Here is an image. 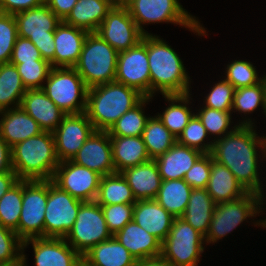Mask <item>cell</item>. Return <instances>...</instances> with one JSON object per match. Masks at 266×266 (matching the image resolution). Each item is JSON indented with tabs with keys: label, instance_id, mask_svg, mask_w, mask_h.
Returning a JSON list of instances; mask_svg holds the SVG:
<instances>
[{
	"label": "cell",
	"instance_id": "7a4b0ae2",
	"mask_svg": "<svg viewBox=\"0 0 266 266\" xmlns=\"http://www.w3.org/2000/svg\"><path fill=\"white\" fill-rule=\"evenodd\" d=\"M151 97L190 93V76L179 55L157 35L147 34ZM157 91V92H156Z\"/></svg>",
	"mask_w": 266,
	"mask_h": 266
},
{
	"label": "cell",
	"instance_id": "30bf717a",
	"mask_svg": "<svg viewBox=\"0 0 266 266\" xmlns=\"http://www.w3.org/2000/svg\"><path fill=\"white\" fill-rule=\"evenodd\" d=\"M206 245L204 236L182 218H175L161 244V256L174 266H198Z\"/></svg>",
	"mask_w": 266,
	"mask_h": 266
},
{
	"label": "cell",
	"instance_id": "9a60e30c",
	"mask_svg": "<svg viewBox=\"0 0 266 266\" xmlns=\"http://www.w3.org/2000/svg\"><path fill=\"white\" fill-rule=\"evenodd\" d=\"M101 175L71 160L60 162L55 169L52 182L61 190L81 201H95L99 191Z\"/></svg>",
	"mask_w": 266,
	"mask_h": 266
},
{
	"label": "cell",
	"instance_id": "f35d334b",
	"mask_svg": "<svg viewBox=\"0 0 266 266\" xmlns=\"http://www.w3.org/2000/svg\"><path fill=\"white\" fill-rule=\"evenodd\" d=\"M260 106L262 107L266 117L265 89L263 80L253 86L235 89L231 111L232 114L233 112H238V114L244 113V115H249L255 112V110Z\"/></svg>",
	"mask_w": 266,
	"mask_h": 266
},
{
	"label": "cell",
	"instance_id": "6f0895ef",
	"mask_svg": "<svg viewBox=\"0 0 266 266\" xmlns=\"http://www.w3.org/2000/svg\"><path fill=\"white\" fill-rule=\"evenodd\" d=\"M114 6H125L129 0H109Z\"/></svg>",
	"mask_w": 266,
	"mask_h": 266
},
{
	"label": "cell",
	"instance_id": "2e32d148",
	"mask_svg": "<svg viewBox=\"0 0 266 266\" xmlns=\"http://www.w3.org/2000/svg\"><path fill=\"white\" fill-rule=\"evenodd\" d=\"M96 33L118 53L134 47L145 35L138 28L125 6H114Z\"/></svg>",
	"mask_w": 266,
	"mask_h": 266
},
{
	"label": "cell",
	"instance_id": "7dc6e473",
	"mask_svg": "<svg viewBox=\"0 0 266 266\" xmlns=\"http://www.w3.org/2000/svg\"><path fill=\"white\" fill-rule=\"evenodd\" d=\"M22 257V240L16 232L0 224V264L14 263Z\"/></svg>",
	"mask_w": 266,
	"mask_h": 266
},
{
	"label": "cell",
	"instance_id": "7c38bea8",
	"mask_svg": "<svg viewBox=\"0 0 266 266\" xmlns=\"http://www.w3.org/2000/svg\"><path fill=\"white\" fill-rule=\"evenodd\" d=\"M48 199V180H22V208L18 237L24 241L44 237V216Z\"/></svg>",
	"mask_w": 266,
	"mask_h": 266
},
{
	"label": "cell",
	"instance_id": "484cf974",
	"mask_svg": "<svg viewBox=\"0 0 266 266\" xmlns=\"http://www.w3.org/2000/svg\"><path fill=\"white\" fill-rule=\"evenodd\" d=\"M114 237L137 259L161 255L162 242L134 220L128 222Z\"/></svg>",
	"mask_w": 266,
	"mask_h": 266
},
{
	"label": "cell",
	"instance_id": "e575fe53",
	"mask_svg": "<svg viewBox=\"0 0 266 266\" xmlns=\"http://www.w3.org/2000/svg\"><path fill=\"white\" fill-rule=\"evenodd\" d=\"M142 139L152 160L163 155L177 142V138L164 126L157 115L150 116L148 119Z\"/></svg>",
	"mask_w": 266,
	"mask_h": 266
},
{
	"label": "cell",
	"instance_id": "8992f818",
	"mask_svg": "<svg viewBox=\"0 0 266 266\" xmlns=\"http://www.w3.org/2000/svg\"><path fill=\"white\" fill-rule=\"evenodd\" d=\"M125 7L144 34H151L144 25L165 22L188 28L196 36H207L206 28L183 8L179 0H129Z\"/></svg>",
	"mask_w": 266,
	"mask_h": 266
},
{
	"label": "cell",
	"instance_id": "680465c9",
	"mask_svg": "<svg viewBox=\"0 0 266 266\" xmlns=\"http://www.w3.org/2000/svg\"><path fill=\"white\" fill-rule=\"evenodd\" d=\"M255 226H260V227H263V228H266V218L263 220H257L255 222H253Z\"/></svg>",
	"mask_w": 266,
	"mask_h": 266
},
{
	"label": "cell",
	"instance_id": "f6af8a7d",
	"mask_svg": "<svg viewBox=\"0 0 266 266\" xmlns=\"http://www.w3.org/2000/svg\"><path fill=\"white\" fill-rule=\"evenodd\" d=\"M204 99V107L231 112L234 98V86L225 78L215 83Z\"/></svg>",
	"mask_w": 266,
	"mask_h": 266
},
{
	"label": "cell",
	"instance_id": "3957f363",
	"mask_svg": "<svg viewBox=\"0 0 266 266\" xmlns=\"http://www.w3.org/2000/svg\"><path fill=\"white\" fill-rule=\"evenodd\" d=\"M144 98L138 90L116 81L97 85L88 88L85 113L95 130L108 131Z\"/></svg>",
	"mask_w": 266,
	"mask_h": 266
},
{
	"label": "cell",
	"instance_id": "d6a6232c",
	"mask_svg": "<svg viewBox=\"0 0 266 266\" xmlns=\"http://www.w3.org/2000/svg\"><path fill=\"white\" fill-rule=\"evenodd\" d=\"M193 188L184 180L162 181L155 200L174 218L185 212Z\"/></svg>",
	"mask_w": 266,
	"mask_h": 266
},
{
	"label": "cell",
	"instance_id": "db71d44e",
	"mask_svg": "<svg viewBox=\"0 0 266 266\" xmlns=\"http://www.w3.org/2000/svg\"><path fill=\"white\" fill-rule=\"evenodd\" d=\"M19 180L15 172L0 174V198Z\"/></svg>",
	"mask_w": 266,
	"mask_h": 266
},
{
	"label": "cell",
	"instance_id": "44dd1931",
	"mask_svg": "<svg viewBox=\"0 0 266 266\" xmlns=\"http://www.w3.org/2000/svg\"><path fill=\"white\" fill-rule=\"evenodd\" d=\"M174 219L155 199L137 200L134 204L133 220L161 242L168 236Z\"/></svg>",
	"mask_w": 266,
	"mask_h": 266
},
{
	"label": "cell",
	"instance_id": "ba28073f",
	"mask_svg": "<svg viewBox=\"0 0 266 266\" xmlns=\"http://www.w3.org/2000/svg\"><path fill=\"white\" fill-rule=\"evenodd\" d=\"M45 82L42 89L66 115L86 111L88 87L73 67H52Z\"/></svg>",
	"mask_w": 266,
	"mask_h": 266
},
{
	"label": "cell",
	"instance_id": "d590c367",
	"mask_svg": "<svg viewBox=\"0 0 266 266\" xmlns=\"http://www.w3.org/2000/svg\"><path fill=\"white\" fill-rule=\"evenodd\" d=\"M26 91L17 67L10 62L0 64V105L4 109L20 107Z\"/></svg>",
	"mask_w": 266,
	"mask_h": 266
},
{
	"label": "cell",
	"instance_id": "ee69618b",
	"mask_svg": "<svg viewBox=\"0 0 266 266\" xmlns=\"http://www.w3.org/2000/svg\"><path fill=\"white\" fill-rule=\"evenodd\" d=\"M17 37L14 15L0 12V64L10 62Z\"/></svg>",
	"mask_w": 266,
	"mask_h": 266
},
{
	"label": "cell",
	"instance_id": "94428289",
	"mask_svg": "<svg viewBox=\"0 0 266 266\" xmlns=\"http://www.w3.org/2000/svg\"><path fill=\"white\" fill-rule=\"evenodd\" d=\"M5 109L0 105V114L4 111Z\"/></svg>",
	"mask_w": 266,
	"mask_h": 266
},
{
	"label": "cell",
	"instance_id": "277c9868",
	"mask_svg": "<svg viewBox=\"0 0 266 266\" xmlns=\"http://www.w3.org/2000/svg\"><path fill=\"white\" fill-rule=\"evenodd\" d=\"M12 170L21 180H52L60 164L54 136L42 131L11 148Z\"/></svg>",
	"mask_w": 266,
	"mask_h": 266
},
{
	"label": "cell",
	"instance_id": "5b68a950",
	"mask_svg": "<svg viewBox=\"0 0 266 266\" xmlns=\"http://www.w3.org/2000/svg\"><path fill=\"white\" fill-rule=\"evenodd\" d=\"M118 52L96 32L88 33L73 67L88 88L114 82Z\"/></svg>",
	"mask_w": 266,
	"mask_h": 266
},
{
	"label": "cell",
	"instance_id": "5bb4252c",
	"mask_svg": "<svg viewBox=\"0 0 266 266\" xmlns=\"http://www.w3.org/2000/svg\"><path fill=\"white\" fill-rule=\"evenodd\" d=\"M115 81L138 90L145 97H151L147 34L134 47L118 53Z\"/></svg>",
	"mask_w": 266,
	"mask_h": 266
},
{
	"label": "cell",
	"instance_id": "4fadbf2b",
	"mask_svg": "<svg viewBox=\"0 0 266 266\" xmlns=\"http://www.w3.org/2000/svg\"><path fill=\"white\" fill-rule=\"evenodd\" d=\"M81 201L48 180V199L44 216V237L65 238L72 230Z\"/></svg>",
	"mask_w": 266,
	"mask_h": 266
},
{
	"label": "cell",
	"instance_id": "836d02e7",
	"mask_svg": "<svg viewBox=\"0 0 266 266\" xmlns=\"http://www.w3.org/2000/svg\"><path fill=\"white\" fill-rule=\"evenodd\" d=\"M99 205L135 204L136 199L127 180L121 173L101 176L95 200Z\"/></svg>",
	"mask_w": 266,
	"mask_h": 266
},
{
	"label": "cell",
	"instance_id": "83f0119b",
	"mask_svg": "<svg viewBox=\"0 0 266 266\" xmlns=\"http://www.w3.org/2000/svg\"><path fill=\"white\" fill-rule=\"evenodd\" d=\"M115 172L150 160L142 136H110Z\"/></svg>",
	"mask_w": 266,
	"mask_h": 266
},
{
	"label": "cell",
	"instance_id": "1f68e13d",
	"mask_svg": "<svg viewBox=\"0 0 266 266\" xmlns=\"http://www.w3.org/2000/svg\"><path fill=\"white\" fill-rule=\"evenodd\" d=\"M191 93L163 95L169 104L163 113H158V118L164 126L176 137L182 133L189 120L195 114L189 107Z\"/></svg>",
	"mask_w": 266,
	"mask_h": 266
},
{
	"label": "cell",
	"instance_id": "74e56055",
	"mask_svg": "<svg viewBox=\"0 0 266 266\" xmlns=\"http://www.w3.org/2000/svg\"><path fill=\"white\" fill-rule=\"evenodd\" d=\"M22 208V180L20 179L0 198V224L16 232Z\"/></svg>",
	"mask_w": 266,
	"mask_h": 266
},
{
	"label": "cell",
	"instance_id": "f1b7e54d",
	"mask_svg": "<svg viewBox=\"0 0 266 266\" xmlns=\"http://www.w3.org/2000/svg\"><path fill=\"white\" fill-rule=\"evenodd\" d=\"M82 260L83 266H135L137 261L114 236L92 247Z\"/></svg>",
	"mask_w": 266,
	"mask_h": 266
},
{
	"label": "cell",
	"instance_id": "4316f807",
	"mask_svg": "<svg viewBox=\"0 0 266 266\" xmlns=\"http://www.w3.org/2000/svg\"><path fill=\"white\" fill-rule=\"evenodd\" d=\"M113 7L109 0H78L63 22L94 33Z\"/></svg>",
	"mask_w": 266,
	"mask_h": 266
},
{
	"label": "cell",
	"instance_id": "b9f144b4",
	"mask_svg": "<svg viewBox=\"0 0 266 266\" xmlns=\"http://www.w3.org/2000/svg\"><path fill=\"white\" fill-rule=\"evenodd\" d=\"M226 66L224 77L235 89L253 86L263 80V76H258L256 66L250 61L234 60Z\"/></svg>",
	"mask_w": 266,
	"mask_h": 266
},
{
	"label": "cell",
	"instance_id": "f5cc1de1",
	"mask_svg": "<svg viewBox=\"0 0 266 266\" xmlns=\"http://www.w3.org/2000/svg\"><path fill=\"white\" fill-rule=\"evenodd\" d=\"M14 172L12 170L11 147L0 136V174Z\"/></svg>",
	"mask_w": 266,
	"mask_h": 266
},
{
	"label": "cell",
	"instance_id": "e0dca14e",
	"mask_svg": "<svg viewBox=\"0 0 266 266\" xmlns=\"http://www.w3.org/2000/svg\"><path fill=\"white\" fill-rule=\"evenodd\" d=\"M32 244L35 266H83L82 256L65 238L35 237L22 241V258L27 265L26 247Z\"/></svg>",
	"mask_w": 266,
	"mask_h": 266
},
{
	"label": "cell",
	"instance_id": "ab89813d",
	"mask_svg": "<svg viewBox=\"0 0 266 266\" xmlns=\"http://www.w3.org/2000/svg\"><path fill=\"white\" fill-rule=\"evenodd\" d=\"M201 120L203 126L206 128L208 135L215 136L213 141L222 138L224 135L232 132L239 124L233 127L232 125V112H226L207 107H202L196 113ZM232 129H231V128ZM230 129V130H229Z\"/></svg>",
	"mask_w": 266,
	"mask_h": 266
},
{
	"label": "cell",
	"instance_id": "52a82bcc",
	"mask_svg": "<svg viewBox=\"0 0 266 266\" xmlns=\"http://www.w3.org/2000/svg\"><path fill=\"white\" fill-rule=\"evenodd\" d=\"M263 204L266 202H262V196L253 192H247L232 201L216 204L204 241L207 245L215 244L248 218L259 216L263 206L265 207Z\"/></svg>",
	"mask_w": 266,
	"mask_h": 266
},
{
	"label": "cell",
	"instance_id": "7402d4cb",
	"mask_svg": "<svg viewBox=\"0 0 266 266\" xmlns=\"http://www.w3.org/2000/svg\"><path fill=\"white\" fill-rule=\"evenodd\" d=\"M88 32L63 21L54 31V67H74Z\"/></svg>",
	"mask_w": 266,
	"mask_h": 266
},
{
	"label": "cell",
	"instance_id": "ac0fdd59",
	"mask_svg": "<svg viewBox=\"0 0 266 266\" xmlns=\"http://www.w3.org/2000/svg\"><path fill=\"white\" fill-rule=\"evenodd\" d=\"M94 131L85 112L65 115L52 132L58 160H71Z\"/></svg>",
	"mask_w": 266,
	"mask_h": 266
},
{
	"label": "cell",
	"instance_id": "c3c4849f",
	"mask_svg": "<svg viewBox=\"0 0 266 266\" xmlns=\"http://www.w3.org/2000/svg\"><path fill=\"white\" fill-rule=\"evenodd\" d=\"M212 155L203 154L186 172L184 180L193 188H206L211 175Z\"/></svg>",
	"mask_w": 266,
	"mask_h": 266
},
{
	"label": "cell",
	"instance_id": "f546056e",
	"mask_svg": "<svg viewBox=\"0 0 266 266\" xmlns=\"http://www.w3.org/2000/svg\"><path fill=\"white\" fill-rule=\"evenodd\" d=\"M206 190L216 204L238 199L247 193L233 173L215 160L211 162Z\"/></svg>",
	"mask_w": 266,
	"mask_h": 266
},
{
	"label": "cell",
	"instance_id": "4dcf8cb0",
	"mask_svg": "<svg viewBox=\"0 0 266 266\" xmlns=\"http://www.w3.org/2000/svg\"><path fill=\"white\" fill-rule=\"evenodd\" d=\"M216 203L206 188L193 189L185 212L180 218L189 223L204 237L208 232Z\"/></svg>",
	"mask_w": 266,
	"mask_h": 266
},
{
	"label": "cell",
	"instance_id": "ffe728a7",
	"mask_svg": "<svg viewBox=\"0 0 266 266\" xmlns=\"http://www.w3.org/2000/svg\"><path fill=\"white\" fill-rule=\"evenodd\" d=\"M20 107L38 123L43 131L53 132L66 115L42 88L27 89Z\"/></svg>",
	"mask_w": 266,
	"mask_h": 266
},
{
	"label": "cell",
	"instance_id": "60d3db41",
	"mask_svg": "<svg viewBox=\"0 0 266 266\" xmlns=\"http://www.w3.org/2000/svg\"><path fill=\"white\" fill-rule=\"evenodd\" d=\"M206 128L196 114L189 120L188 125L183 129L177 138V143L183 146L199 150L203 154H209L213 147V138L209 140ZM208 140H207V139ZM206 139V141H205ZM209 141V142H208ZM206 142V143H205Z\"/></svg>",
	"mask_w": 266,
	"mask_h": 266
},
{
	"label": "cell",
	"instance_id": "681fc988",
	"mask_svg": "<svg viewBox=\"0 0 266 266\" xmlns=\"http://www.w3.org/2000/svg\"><path fill=\"white\" fill-rule=\"evenodd\" d=\"M34 60H45L41 57L38 48L28 39L17 37L14 44L10 63L20 64L22 62H34Z\"/></svg>",
	"mask_w": 266,
	"mask_h": 266
},
{
	"label": "cell",
	"instance_id": "8fae6325",
	"mask_svg": "<svg viewBox=\"0 0 266 266\" xmlns=\"http://www.w3.org/2000/svg\"><path fill=\"white\" fill-rule=\"evenodd\" d=\"M111 237L101 205L96 201H85L81 204L73 228L65 239L83 256L92 247Z\"/></svg>",
	"mask_w": 266,
	"mask_h": 266
},
{
	"label": "cell",
	"instance_id": "603a6c76",
	"mask_svg": "<svg viewBox=\"0 0 266 266\" xmlns=\"http://www.w3.org/2000/svg\"><path fill=\"white\" fill-rule=\"evenodd\" d=\"M0 117V136L11 148L43 131L21 107L5 109Z\"/></svg>",
	"mask_w": 266,
	"mask_h": 266
},
{
	"label": "cell",
	"instance_id": "bcb514c9",
	"mask_svg": "<svg viewBox=\"0 0 266 266\" xmlns=\"http://www.w3.org/2000/svg\"><path fill=\"white\" fill-rule=\"evenodd\" d=\"M109 232L114 236L133 220L134 204L101 205Z\"/></svg>",
	"mask_w": 266,
	"mask_h": 266
},
{
	"label": "cell",
	"instance_id": "816d5d0a",
	"mask_svg": "<svg viewBox=\"0 0 266 266\" xmlns=\"http://www.w3.org/2000/svg\"><path fill=\"white\" fill-rule=\"evenodd\" d=\"M78 0H44L50 10L63 21L71 12Z\"/></svg>",
	"mask_w": 266,
	"mask_h": 266
},
{
	"label": "cell",
	"instance_id": "cb8c5ba5",
	"mask_svg": "<svg viewBox=\"0 0 266 266\" xmlns=\"http://www.w3.org/2000/svg\"><path fill=\"white\" fill-rule=\"evenodd\" d=\"M203 155L199 150L177 142L163 155L154 159L160 176L165 180L184 179L194 163Z\"/></svg>",
	"mask_w": 266,
	"mask_h": 266
},
{
	"label": "cell",
	"instance_id": "d4e9b609",
	"mask_svg": "<svg viewBox=\"0 0 266 266\" xmlns=\"http://www.w3.org/2000/svg\"><path fill=\"white\" fill-rule=\"evenodd\" d=\"M137 200L155 199L162 184V178L154 160L127 168L121 172Z\"/></svg>",
	"mask_w": 266,
	"mask_h": 266
},
{
	"label": "cell",
	"instance_id": "d6986e66",
	"mask_svg": "<svg viewBox=\"0 0 266 266\" xmlns=\"http://www.w3.org/2000/svg\"><path fill=\"white\" fill-rule=\"evenodd\" d=\"M71 161L101 176L116 173L108 131L95 130Z\"/></svg>",
	"mask_w": 266,
	"mask_h": 266
},
{
	"label": "cell",
	"instance_id": "6da1fadb",
	"mask_svg": "<svg viewBox=\"0 0 266 266\" xmlns=\"http://www.w3.org/2000/svg\"><path fill=\"white\" fill-rule=\"evenodd\" d=\"M253 124L251 118L239 121L232 132L213 142L210 154L233 173L247 192L260 194L263 202L266 196L259 178V165L266 160V136H259Z\"/></svg>",
	"mask_w": 266,
	"mask_h": 266
},
{
	"label": "cell",
	"instance_id": "7bdbcfd3",
	"mask_svg": "<svg viewBox=\"0 0 266 266\" xmlns=\"http://www.w3.org/2000/svg\"><path fill=\"white\" fill-rule=\"evenodd\" d=\"M14 65L18 69L26 89L43 88V83L52 69L51 63L47 60H34V62H22Z\"/></svg>",
	"mask_w": 266,
	"mask_h": 266
},
{
	"label": "cell",
	"instance_id": "9f6ffc18",
	"mask_svg": "<svg viewBox=\"0 0 266 266\" xmlns=\"http://www.w3.org/2000/svg\"><path fill=\"white\" fill-rule=\"evenodd\" d=\"M0 266H25L23 258L21 257L19 260L15 261L14 263L9 264H0Z\"/></svg>",
	"mask_w": 266,
	"mask_h": 266
},
{
	"label": "cell",
	"instance_id": "91938a15",
	"mask_svg": "<svg viewBox=\"0 0 266 266\" xmlns=\"http://www.w3.org/2000/svg\"><path fill=\"white\" fill-rule=\"evenodd\" d=\"M264 89H265V103H266V74H263Z\"/></svg>",
	"mask_w": 266,
	"mask_h": 266
},
{
	"label": "cell",
	"instance_id": "8d00e7d4",
	"mask_svg": "<svg viewBox=\"0 0 266 266\" xmlns=\"http://www.w3.org/2000/svg\"><path fill=\"white\" fill-rule=\"evenodd\" d=\"M153 97H145L138 105L124 113L108 130L110 136H142L150 116L145 115L146 104Z\"/></svg>",
	"mask_w": 266,
	"mask_h": 266
},
{
	"label": "cell",
	"instance_id": "9c48e42d",
	"mask_svg": "<svg viewBox=\"0 0 266 266\" xmlns=\"http://www.w3.org/2000/svg\"><path fill=\"white\" fill-rule=\"evenodd\" d=\"M19 37L28 38L54 67V31L61 20L43 3L14 15Z\"/></svg>",
	"mask_w": 266,
	"mask_h": 266
},
{
	"label": "cell",
	"instance_id": "11a10c76",
	"mask_svg": "<svg viewBox=\"0 0 266 266\" xmlns=\"http://www.w3.org/2000/svg\"><path fill=\"white\" fill-rule=\"evenodd\" d=\"M135 266H174L169 260L161 255L157 257L145 258L136 261Z\"/></svg>",
	"mask_w": 266,
	"mask_h": 266
},
{
	"label": "cell",
	"instance_id": "f907efd6",
	"mask_svg": "<svg viewBox=\"0 0 266 266\" xmlns=\"http://www.w3.org/2000/svg\"><path fill=\"white\" fill-rule=\"evenodd\" d=\"M44 0H0V12L15 15L16 13L38 7Z\"/></svg>",
	"mask_w": 266,
	"mask_h": 266
}]
</instances>
